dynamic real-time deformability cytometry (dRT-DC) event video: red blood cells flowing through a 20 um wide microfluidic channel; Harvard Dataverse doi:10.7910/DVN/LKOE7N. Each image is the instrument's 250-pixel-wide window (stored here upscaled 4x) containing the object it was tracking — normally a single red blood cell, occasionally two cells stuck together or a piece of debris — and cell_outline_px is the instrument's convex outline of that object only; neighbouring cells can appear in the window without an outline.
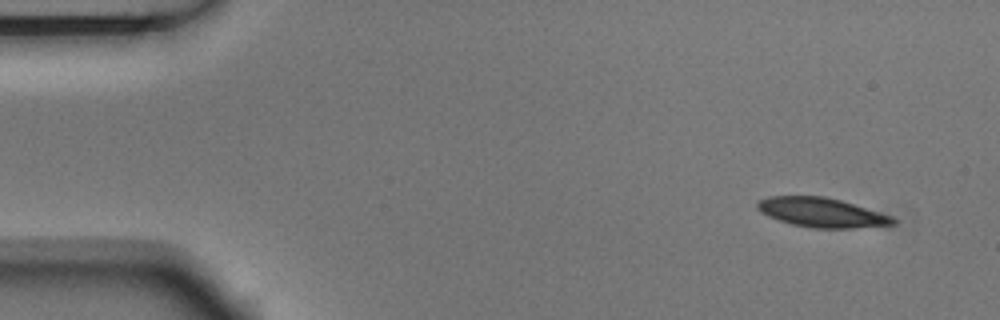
{"species": "Egyptian fruit bat (a non-hibernating species)", "species_latin": "Rousettus aegyptiacus", "temperature_condition": "room temperature", "stored_images_in_passage": 4, "camera_frame_rate_fps": 3000, "um_per_image_px": 0.085, "animal": {"sex": "male"}, "frame": {"image": 1, "passage_image": 1, "time_ms": 0.0, "image_size_px": [1000, 320], "cell_outline_px": [[900, 220], [896, 224], [852, 228], [812, 228], [792, 224], [768, 216], [760, 212], [756, 208], [756, 204], [760, 200], [768, 196], [824, 196], [840, 200], [892, 216]], "centroid_in_image_um": [69.85, 18.06], "position_along_channel_um": 15.2, "area_um2": 23.18}}
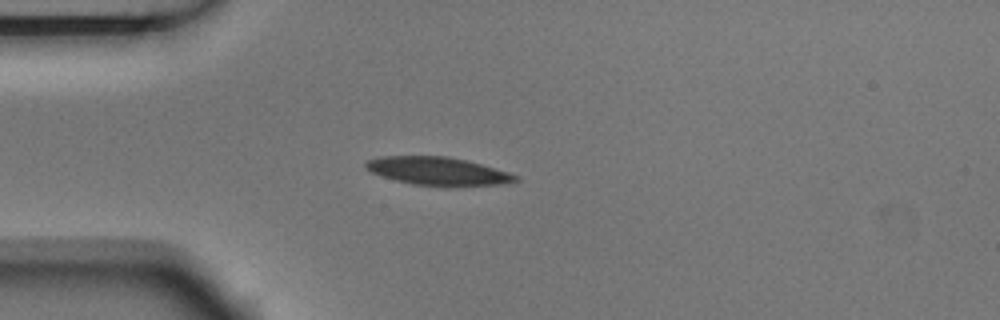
{"frame": {"image": 2, "passage_image": 4, "time_ms": 1.0, "image_size_px": [1000, 320], "cell_outline_px": [[520, 180], [508, 184], [456, 188], [444, 188], [412, 184], [380, 176], [364, 168], [364, 164], [368, 160], [376, 156], [448, 156], [480, 164], [508, 172], [520, 176]], "centroid_in_image_um": [37.27, 14.59], "position_along_channel_um": 47.7, "area_um2": 25.43}}